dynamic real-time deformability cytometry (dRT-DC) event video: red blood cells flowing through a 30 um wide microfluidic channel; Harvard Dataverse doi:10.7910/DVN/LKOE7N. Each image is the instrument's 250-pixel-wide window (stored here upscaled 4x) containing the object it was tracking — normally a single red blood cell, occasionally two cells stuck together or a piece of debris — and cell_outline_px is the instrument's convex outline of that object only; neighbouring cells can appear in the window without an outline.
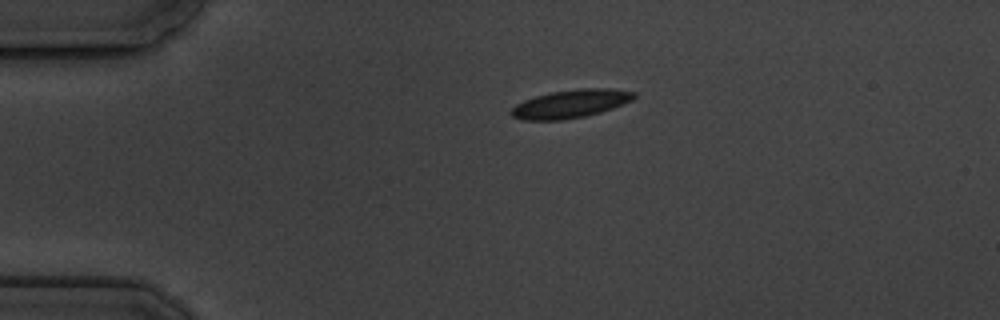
{"species": "common noctule bat (a hibernating species)", "species_latin": "Nyctalus noctula", "temperature_condition": "cold", "stored_images_in_passage": 8, "camera_frame_rate_fps": 3000, "um_per_image_px": 0.085, "animal": {"sex": "male", "body_mass_g": 19.5, "forearm_length_mm": 54.6}, "frame": {"image": 1, "passage_image": 1, "time_ms": 0.0, "image_size_px": [1000, 320], "cell_outline_px": [[636, 96], [632, 100], [624, 104], [600, 112], [584, 116], [564, 120], [524, 120], [512, 116], [508, 112], [516, 104], [524, 100], [536, 96], [552, 92], [580, 88], [612, 88], [636, 92]], "centroid_in_image_um": [48.51, 8.82], "position_along_channel_um": 36.5, "area_um2": 20.23}}
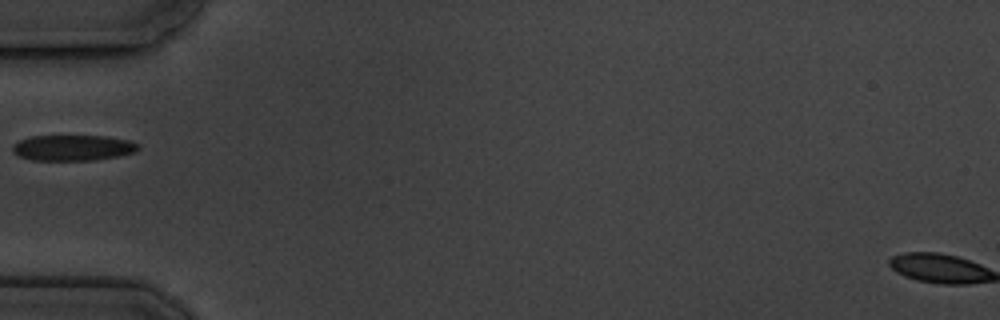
{"frame": {"image": 2, "passage_image": 3, "time_ms": 2.333, "image_size_px": [1000, 320], "cell_outline_px": [[140, 148], [136, 152], [120, 156], [92, 160], [32, 160], [20, 156], [12, 152], [12, 144], [20, 140], [32, 136], [108, 136], [128, 140], [140, 144]], "centroid_in_image_um": [6.23, 12.56], "position_along_channel_um": 78.8, "area_um2": 18.96}}
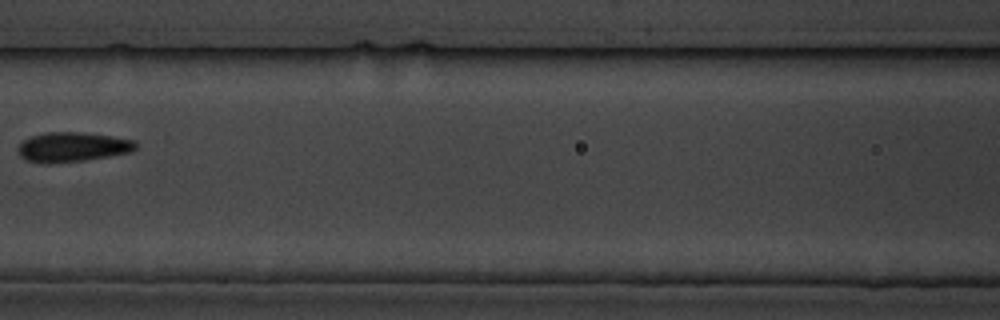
{"frame": {"image": 3, "passage_image": 5, "time_ms": 4.667, "image_size_px": [1000, 320], "cell_outline_px": [[136, 148], [132, 152], [84, 160], [48, 164], [28, 160], [20, 156], [16, 148], [24, 140], [32, 136], [44, 132], [84, 132], [112, 136], [136, 140]], "centroid_in_image_um": [6.17, 12.49], "position_along_channel_um": 160.4, "area_um2": 20.4}}